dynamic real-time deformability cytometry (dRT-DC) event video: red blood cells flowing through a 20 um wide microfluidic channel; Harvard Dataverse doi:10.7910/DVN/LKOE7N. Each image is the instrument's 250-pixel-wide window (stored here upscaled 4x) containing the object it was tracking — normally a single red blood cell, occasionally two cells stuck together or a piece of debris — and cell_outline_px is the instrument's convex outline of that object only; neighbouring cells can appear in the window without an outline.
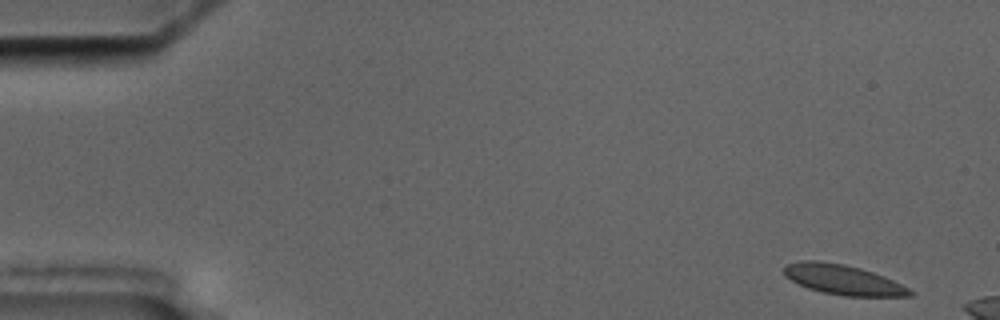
{"species": "common noctule bat (a hibernating species)", "species_latin": "Nyctalus noctula", "temperature_condition": "cold", "stored_images_in_passage": 3, "camera_frame_rate_fps": 3000, "um_per_image_px": 0.085, "animal": {"sex": "male", "body_mass_g": 17.5, "forearm_length_mm": 52.3}, "frame": {"image": 1, "passage_image": 1, "time_ms": 0.0, "image_size_px": [1000, 320], "cell_outline_px": [[916, 292], [912, 296], [844, 296], [824, 292], [808, 288], [784, 276], [784, 268], [788, 264], [804, 260], [816, 260], [844, 264], [860, 268], [884, 276]], "centroid_in_image_um": [71.68, 23.77], "position_along_channel_um": 13.3, "area_um2": 21.73}}